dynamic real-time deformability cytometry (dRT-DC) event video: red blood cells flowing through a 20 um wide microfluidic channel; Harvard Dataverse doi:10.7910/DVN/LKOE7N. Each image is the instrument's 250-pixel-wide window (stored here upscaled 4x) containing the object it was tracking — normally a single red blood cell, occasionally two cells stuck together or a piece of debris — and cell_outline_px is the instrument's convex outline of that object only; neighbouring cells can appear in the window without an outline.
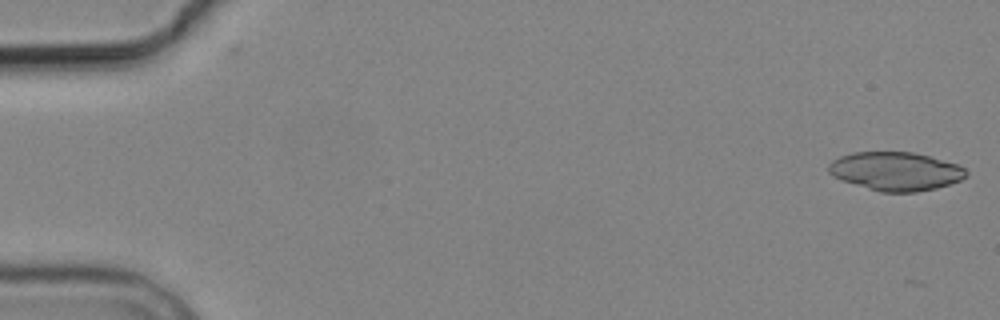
{"species": "common noctule bat (a hibernating species)", "species_latin": "Nyctalus noctula", "temperature_condition": "cold", "stored_images_in_passage": 5, "camera_frame_rate_fps": 3000, "um_per_image_px": 0.085, "animal": {"sex": "male", "body_mass_g": 19.2, "forearm_length_mm": 51.8}, "frame": {"image": 1, "passage_image": 1, "time_ms": 0.0, "image_size_px": [1000, 320], "cell_outline_px": [[968, 176], [960, 180], [936, 188], [916, 192], [880, 192], [832, 176], [828, 172], [828, 164], [832, 160], [840, 156], [852, 152], [912, 152], [960, 164], [968, 172]], "centroid_in_image_um": [76.15, 14.55], "position_along_channel_um": 8.9, "area_um2": 30.87}}